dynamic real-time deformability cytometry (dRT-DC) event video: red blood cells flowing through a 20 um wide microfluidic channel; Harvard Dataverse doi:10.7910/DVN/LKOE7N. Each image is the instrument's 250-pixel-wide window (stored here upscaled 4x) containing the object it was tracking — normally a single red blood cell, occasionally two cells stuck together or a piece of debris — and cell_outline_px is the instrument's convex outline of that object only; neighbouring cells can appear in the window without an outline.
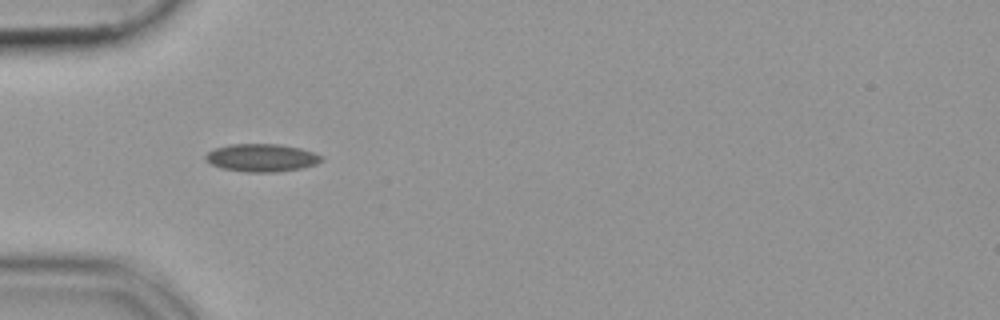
{"species": "common noctule bat (a hibernating species)", "species_latin": "Nyctalus noctula", "temperature_condition": "cold", "stored_images_in_passage": 37, "camera_frame_rate_fps": 3000, "um_per_image_px": 0.085, "animal": {"sex": "female", "body_mass_g": 19.9}, "frame": {"image": 1, "passage_image": 1, "time_ms": 0.0, "image_size_px": [1000, 320], "cell_outline_px": [[324, 160], [316, 164], [300, 168], [276, 172], [248, 172], [220, 168], [212, 164], [204, 156], [212, 148], [232, 144], [276, 144], [300, 148], [324, 156]], "centroid_in_image_um": [22.24, 13.41], "position_along_channel_um": 62.8, "area_um2": 18.73}}
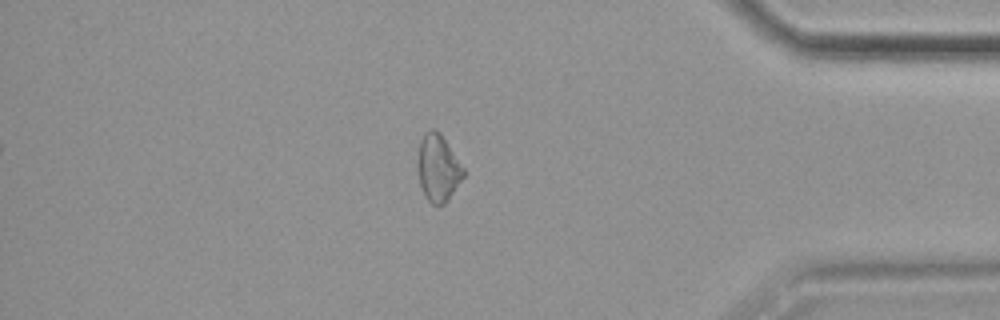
{"frame": {"image": 2, "passage_image": 30, "time_ms": 9.667, "image_size_px": [1000, 320], "cell_outline_px": [[464, 176], [448, 200], [444, 204], [432, 204], [428, 200], [420, 184], [416, 164], [420, 140], [424, 132], [432, 128], [436, 128], [440, 132], [464, 168]], "centroid_in_image_um": [37.22, 14.24], "position_along_channel_um": 398.0, "area_um2": 17.92}}
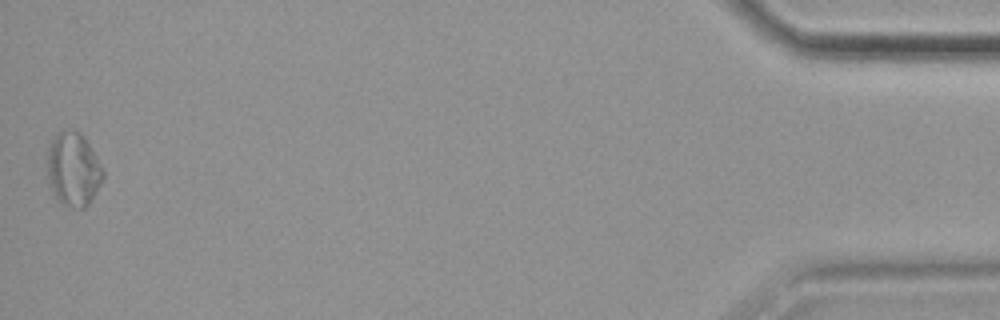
{"frame": {"image": 3, "passage_image": 37, "time_ms": 12.0, "image_size_px": [1000, 320], "cell_outline_px": [[104, 176], [100, 184], [88, 204], [84, 208], [76, 208], [60, 204], [48, 184], [48, 152], [52, 140], [56, 132], [72, 128], [80, 132], [84, 136], [96, 156], [104, 172]], "centroid_in_image_um": [6.22, 14.37], "position_along_channel_um": 429.0, "area_um2": 23.93}}